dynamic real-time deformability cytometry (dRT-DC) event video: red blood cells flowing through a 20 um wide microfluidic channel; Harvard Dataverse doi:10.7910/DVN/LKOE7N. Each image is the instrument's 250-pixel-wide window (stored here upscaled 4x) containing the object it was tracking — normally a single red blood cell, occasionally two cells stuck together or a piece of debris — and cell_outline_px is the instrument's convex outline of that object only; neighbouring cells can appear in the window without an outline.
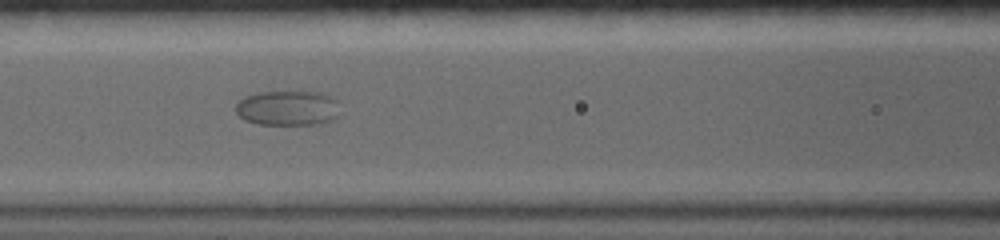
{"species": "common noctule bat (a hibernating species)", "species_latin": "Nyctalus noctula", "temperature_condition": "warm", "stored_images_in_passage": 96, "camera_frame_rate_fps": 5000, "um_per_image_px": 0.085, "animal": {"sex": "female", "body_mass_g": 19.0, "forearm_length_mm": 56.7}, "frame": {"image": 1, "passage_image": 33, "time_ms": 6.4, "image_size_px": [1000, 240], "cell_outline_px": [[340, 100], [336, 120], [312, 124], [256, 124], [244, 120], [236, 112], [236, 104], [244, 96], [256, 92], [320, 92]], "centroid_in_image_um": [24.47, 9.18], "position_along_channel_um": 142.1, "area_um2": 21.44}}
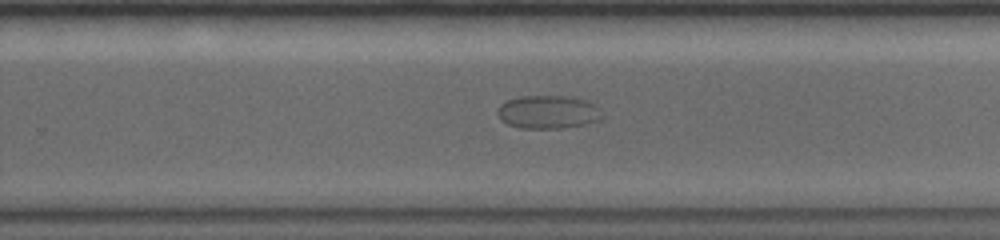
{"frame": {"image": 2, "passage_image": 54, "time_ms": 10.6, "image_size_px": [1000, 240], "cell_outline_px": [[604, 116], [600, 120], [584, 124], [560, 128], [520, 128], [508, 124], [500, 120], [496, 112], [500, 104], [508, 100], [520, 96], [576, 96], [596, 104]], "centroid_in_image_um": [46.6, 9.51], "position_along_channel_um": 283.2, "area_um2": 20.52}}
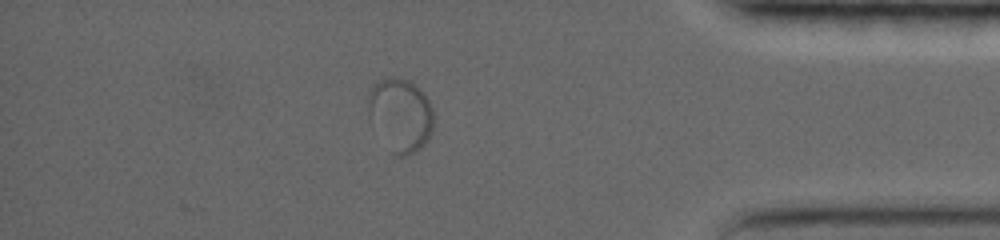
{"frame": {"image": 3, "passage_image": 76, "time_ms": 15.0, "image_size_px": [1000, 240], "cell_outline_px": [[432, 132], [428, 140], [416, 152], [404, 156], [396, 156], [392, 152], [368, 116], [364, 100], [372, 84], [388, 76], [396, 76], [408, 80], [420, 88], [424, 92], [432, 108]], "centroid_in_image_um": [34.0, 9.71], "position_along_channel_um": 401.2, "area_um2": 28.38}}